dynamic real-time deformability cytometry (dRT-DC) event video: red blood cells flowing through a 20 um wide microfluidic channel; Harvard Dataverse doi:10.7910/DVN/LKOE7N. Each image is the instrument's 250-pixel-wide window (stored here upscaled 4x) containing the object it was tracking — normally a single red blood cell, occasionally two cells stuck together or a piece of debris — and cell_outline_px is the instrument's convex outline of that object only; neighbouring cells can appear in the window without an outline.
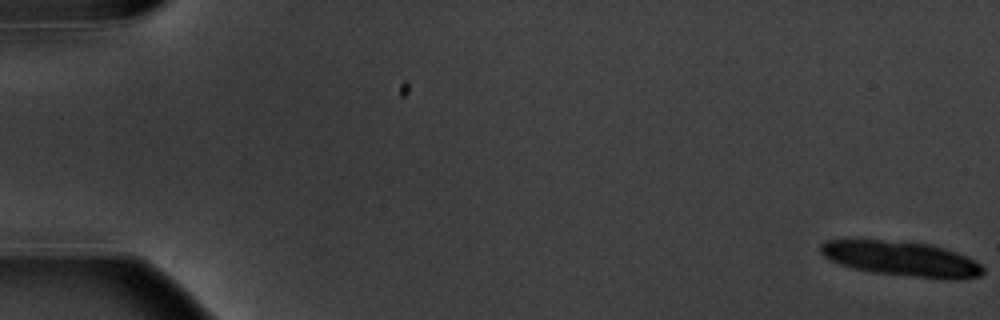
{"species": "common noctule bat (a hibernating species)", "species_latin": "Nyctalus noctula", "temperature_condition": "warm", "stored_images_in_passage": 11, "camera_frame_rate_fps": 3000, "um_per_image_px": 0.085, "animal": {"sex": "male", "body_mass_g": 20.1, "forearm_length_mm": 53.5}, "frame": {"image": 1, "passage_image": 1, "time_ms": 0.0, "image_size_px": [1000, 320], "cell_outline_px": [[984, 272], [980, 276], [956, 280], [948, 280], [872, 272], [852, 268], [828, 260], [820, 252], [820, 244], [824, 240], [880, 240], [928, 244], [944, 248], [968, 256], [980, 264], [984, 268]], "centroid_in_image_um": [76.64, 22.01], "position_along_channel_um": 8.4, "area_um2": 33.06}}
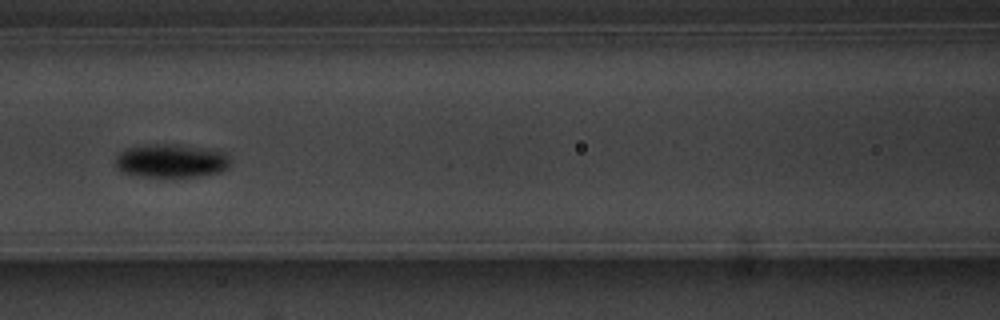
{"frame": {"image": 2, "passage_image": 8, "time_ms": 9.0, "image_size_px": [1000, 320], "cell_outline_px": [[232, 164], [228, 168], [220, 172], [196, 176], [136, 176], [120, 172], [116, 168], [116, 156], [124, 148], [148, 144], [180, 144], [216, 148], [224, 152], [232, 160]], "centroid_in_image_um": [14.59, 13.64], "position_along_channel_um": 152.0, "area_um2": 23.06}}
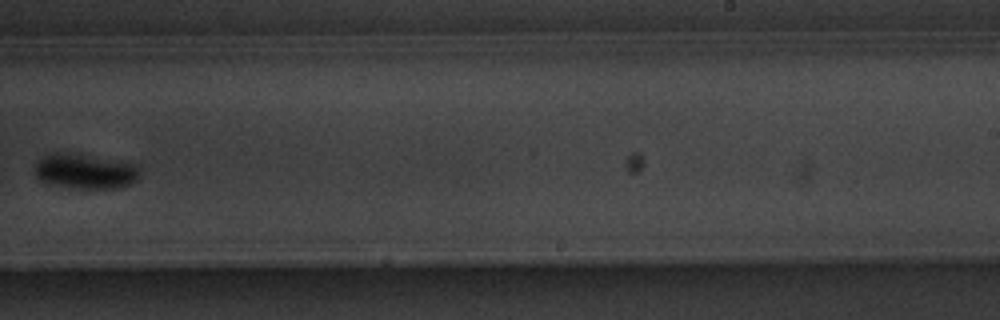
{"frame": {"image": 3, "passage_image": 11, "time_ms": 12.667, "image_size_px": [1000, 320], "cell_outline_px": [[140, 176], [132, 184], [120, 188], [72, 188], [52, 184], [40, 180], [36, 176], [36, 160], [52, 152], [56, 152], [84, 156], [132, 164], [140, 168]], "centroid_in_image_um": [7.22, 14.59], "position_along_channel_um": 281.8, "area_um2": 20.87}}